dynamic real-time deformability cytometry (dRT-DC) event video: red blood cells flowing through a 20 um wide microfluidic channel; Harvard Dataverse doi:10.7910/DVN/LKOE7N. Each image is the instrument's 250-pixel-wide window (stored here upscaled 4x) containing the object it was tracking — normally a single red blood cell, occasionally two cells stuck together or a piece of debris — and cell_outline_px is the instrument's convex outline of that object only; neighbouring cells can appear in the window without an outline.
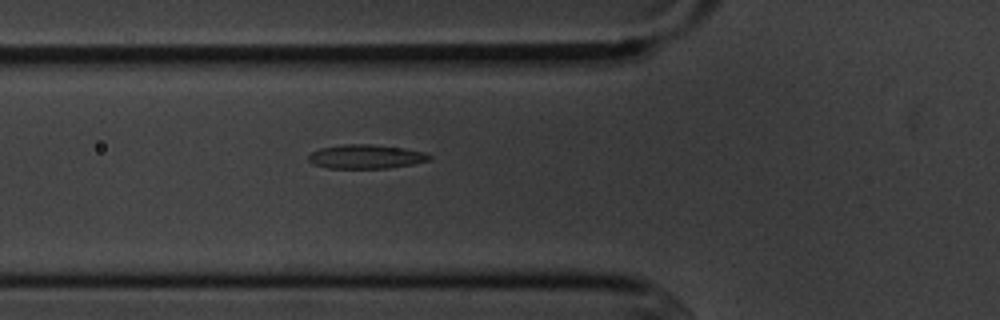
{"species": "common noctule bat (a hibernating species)", "species_latin": "Nyctalus noctula", "temperature_condition": "cold", "stored_images_in_passage": 2, "camera_frame_rate_fps": 3000, "um_per_image_px": 0.085, "animal": {"sex": "male", "body_mass_g": 20.1, "forearm_length_mm": 53.5}, "frame": {"image": 1, "passage_image": 2, "time_ms": 1.0, "image_size_px": [1000, 320], "cell_outline_px": [[432, 160], [412, 164], [388, 168], [328, 168], [312, 164], [308, 160], [308, 156], [312, 152], [320, 148], [344, 144], [372, 144], [404, 148], [424, 152], [432, 156]], "centroid_in_image_um": [31.11, 13.31], "position_along_channel_um": 94.7, "area_um2": 16.99}}